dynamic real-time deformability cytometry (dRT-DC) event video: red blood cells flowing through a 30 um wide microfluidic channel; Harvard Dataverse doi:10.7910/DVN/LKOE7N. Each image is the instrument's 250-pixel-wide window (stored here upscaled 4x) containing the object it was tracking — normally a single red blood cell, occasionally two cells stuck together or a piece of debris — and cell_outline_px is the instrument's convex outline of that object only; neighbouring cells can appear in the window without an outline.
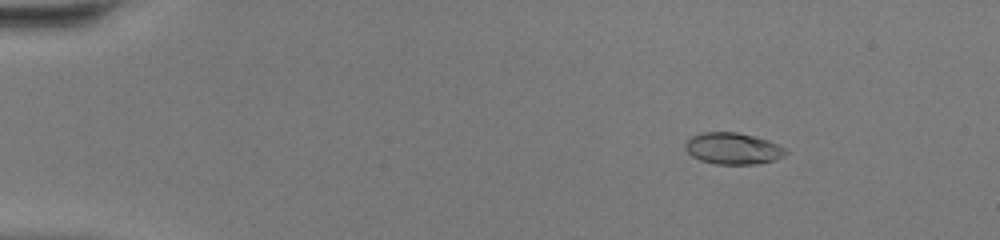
{"species": "common noctule bat (a hibernating species)", "species_latin": "Nyctalus noctula", "temperature_condition": "warm", "stored_images_in_passage": 49, "camera_frame_rate_fps": 3000, "um_per_image_px": 0.085, "animal": {"sex": "female", "body_mass_g": 20.0, "forearm_length_mm": 54.0}, "frame": {"image": 1, "passage_image": 8, "time_ms": 2.333, "image_size_px": [1000, 240], "cell_outline_px": [[788, 152], [784, 156], [776, 160], [756, 164], [716, 164], [700, 160], [692, 156], [684, 148], [684, 144], [692, 136], [700, 132], [736, 132], [768, 140], [788, 148]], "centroid_in_image_um": [62.32, 12.63], "position_along_channel_um": 22.7, "area_um2": 18.61}}
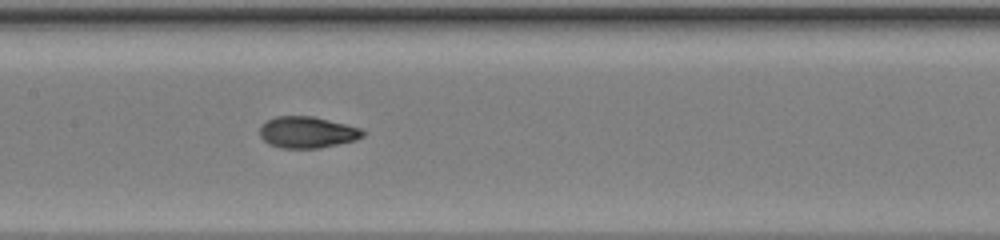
{"frame": {"image": 2, "passage_image": 26, "time_ms": 8.333, "image_size_px": [1000, 240], "cell_outline_px": [[368, 132], [364, 136], [356, 140], [320, 148], [280, 148], [268, 144], [260, 136], [260, 124], [276, 116], [312, 116], [360, 128]], "centroid_in_image_um": [26.11, 11.25], "position_along_channel_um": 181.3, "area_um2": 18.96}}
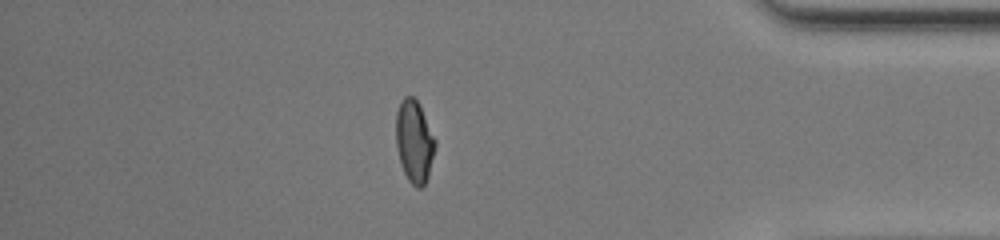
{"frame": {"image": 3, "passage_image": 43, "time_ms": 14.0, "image_size_px": [1000, 240], "cell_outline_px": [[436, 144], [428, 176], [424, 184], [420, 188], [416, 188], [408, 180], [404, 172], [400, 160], [396, 144], [396, 112], [404, 96], [412, 96], [420, 104], [436, 140]], "centroid_in_image_um": [35.22, 12.0], "position_along_channel_um": 400.0, "area_um2": 18.73}, "authors_computed_cell_mechanics": {"area_um2": 18.785, "velocity_mm_per_s": 4.372, "shape_relaxation_time_tau1_ms": 4.0708, "shape_relaxation_time_tau2_ms": 0.99, "deformation_change_tau1": 0.2058, "deformation_change_tau2": 0.0533}}